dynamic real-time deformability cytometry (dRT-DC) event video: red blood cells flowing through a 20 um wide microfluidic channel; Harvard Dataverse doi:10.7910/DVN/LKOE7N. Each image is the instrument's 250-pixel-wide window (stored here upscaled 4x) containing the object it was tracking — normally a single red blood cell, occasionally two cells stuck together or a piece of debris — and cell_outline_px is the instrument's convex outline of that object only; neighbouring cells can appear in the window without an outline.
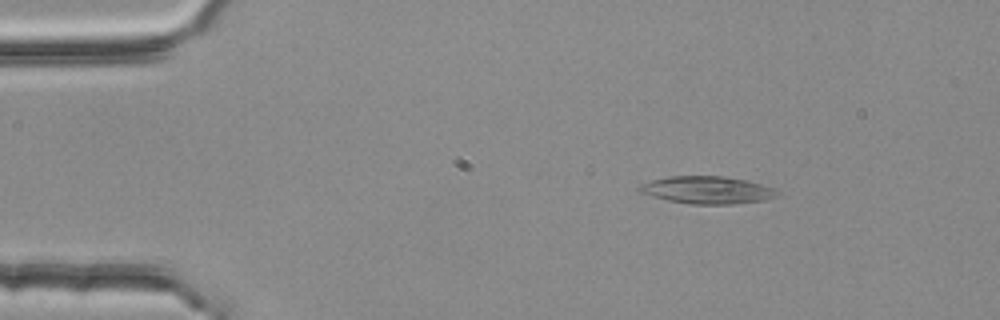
{"species": "common noctule bat (a hibernating species)", "species_latin": "Nyctalus noctula", "temperature_condition": "room temperature", "stored_images_in_passage": 4, "camera_frame_rate_fps": 3000, "um_per_image_px": 0.085, "animal": {"sex": "female", "body_mass_g": 25.1}, "frame": {"image": 1, "passage_image": 2, "time_ms": 0.333, "image_size_px": [1000, 320], "cell_outline_px": [[780, 192], [776, 196], [764, 200], [732, 204], [692, 204], [668, 200], [652, 196], [640, 192], [636, 188], [640, 184], [652, 180], [668, 176], [728, 176], [748, 180], [772, 188]], "centroid_in_image_um": [60.1, 16.14], "position_along_channel_um": 24.9, "area_um2": 22.02}}
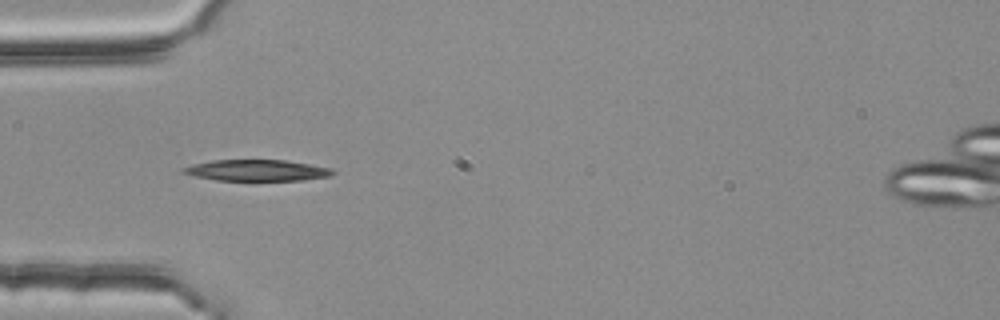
{"frame": {"image": 2, "passage_image": 4, "time_ms": 1.0, "image_size_px": [1000, 320], "cell_outline_px": [[336, 172], [332, 176], [304, 180], [216, 180], [192, 176], [180, 172], [180, 168], [192, 164], [212, 160], [284, 160], [332, 168]], "centroid_in_image_um": [21.8, 14.48], "position_along_channel_um": 63.2, "area_um2": 18.61}}